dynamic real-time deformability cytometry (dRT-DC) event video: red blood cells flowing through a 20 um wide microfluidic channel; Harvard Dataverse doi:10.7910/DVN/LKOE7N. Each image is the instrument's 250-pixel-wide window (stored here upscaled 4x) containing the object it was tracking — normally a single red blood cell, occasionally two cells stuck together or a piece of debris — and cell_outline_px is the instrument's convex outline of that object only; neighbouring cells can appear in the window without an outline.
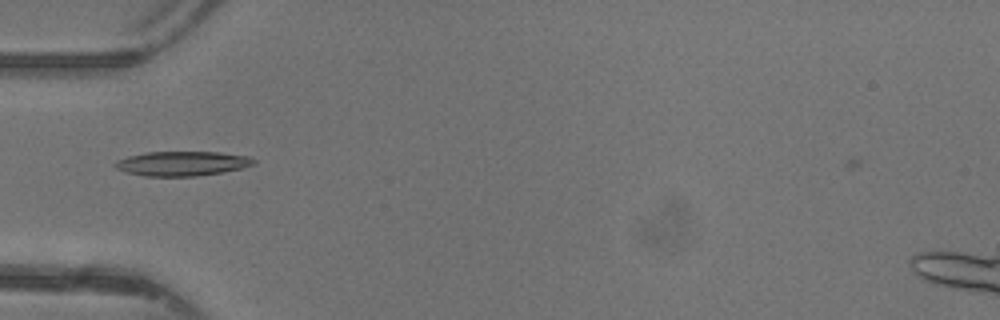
{"species": "common noctule bat (a hibernating species)", "species_latin": "Nyctalus noctula", "temperature_condition": "warm", "stored_images_in_passage": 37, "camera_frame_rate_fps": 3000, "um_per_image_px": 0.085, "animal": {"sex": "female"}, "frame": {"image": 1, "passage_image": 6, "time_ms": 1.667, "image_size_px": [1000, 320], "cell_outline_px": [[256, 164], [240, 168], [220, 172], [196, 176], [144, 176], [124, 172], [116, 168], [112, 164], [116, 160], [128, 156], [148, 152], [220, 152], [248, 156], [256, 160]], "centroid_in_image_um": [15.44, 13.9], "position_along_channel_um": 69.6, "area_um2": 19.83}}
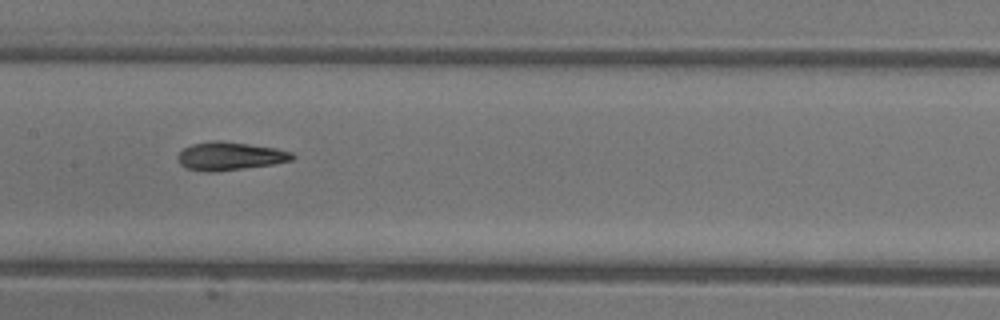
{"frame": {"image": 2, "passage_image": 14, "time_ms": 4.333, "image_size_px": [1000, 320], "cell_outline_px": [[296, 156], [292, 160], [272, 164], [244, 168], [212, 172], [204, 172], [188, 168], [180, 164], [176, 156], [184, 148], [192, 144], [212, 140], [220, 140], [276, 148], [292, 152]], "centroid_in_image_um": [19.53, 13.26], "position_along_channel_um": 187.9, "area_um2": 18.79}}
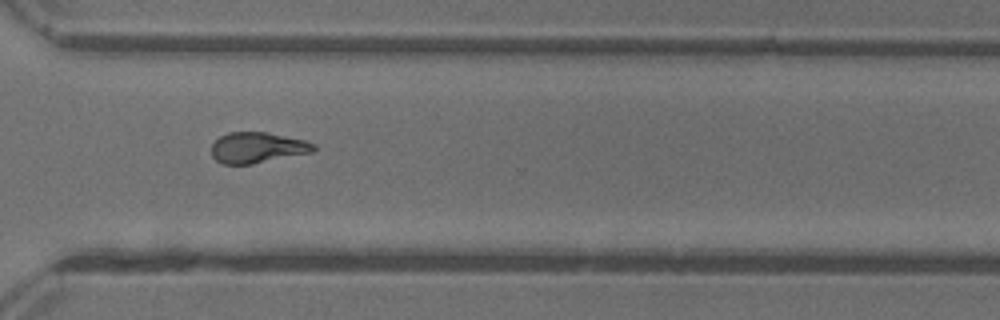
{"frame": {"image": 3, "passage_image": 25, "time_ms": 8.0, "image_size_px": [1000, 320], "cell_outline_px": [[316, 148], [312, 152], [252, 164], [220, 164], [212, 156], [212, 144], [220, 136], [228, 132], [268, 132], [304, 140], [316, 144]], "centroid_in_image_um": [21.87, 12.55], "position_along_channel_um": 348.7, "area_um2": 18.32}, "authors_computed_cell_mechanics": {"area_um2": 18.3226, "velocity_mm_per_s": 4.4073, "shape_relaxation_time_tau1_ms": 7.0923, "shape_relaxation_time_tau2_ms": 2.5586, "deformation_change_tau1": 0.2363, "deformation_change_tau2": 0.0959}}